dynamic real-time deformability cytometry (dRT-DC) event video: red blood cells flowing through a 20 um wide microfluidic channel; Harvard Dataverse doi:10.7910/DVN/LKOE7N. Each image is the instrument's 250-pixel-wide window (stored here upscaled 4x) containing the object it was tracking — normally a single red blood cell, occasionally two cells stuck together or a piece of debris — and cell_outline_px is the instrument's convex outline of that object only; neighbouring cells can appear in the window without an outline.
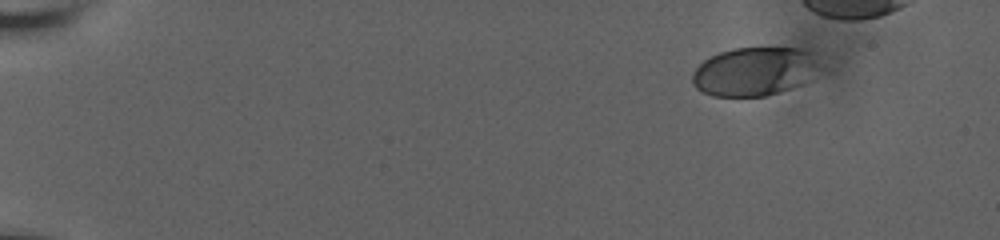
{"species": "human", "species_latin": "Homo sapiens", "temperature_condition": "room temperature", "stored_images_in_passage": 47, "camera_frame_rate_fps": 3000, "um_per_image_px": 0.085, "donor": {"sex": "male"}, "frame": {"image": 1, "passage_image": 1, "time_ms": 0.0, "image_size_px": [1000, 240], "cell_outline_px": [[820, 64], [804, 84], [780, 92], [764, 96], [712, 96], [696, 88], [692, 84], [692, 72], [704, 60], [720, 52], [736, 48], [796, 48], [812, 52]], "centroid_in_image_um": [64.1, 6.08], "position_along_channel_um": 20.9, "area_um2": 35.95}}
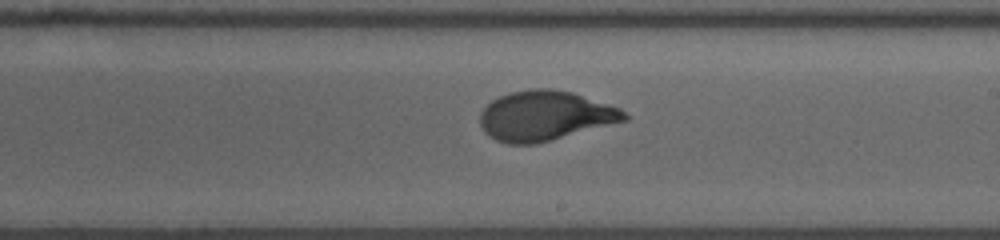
{"frame": {"image": 2, "passage_image": 31, "time_ms": 10.0, "image_size_px": [1000, 240], "cell_outline_px": [[628, 120], [552, 140], [536, 144], [508, 144], [496, 140], [488, 136], [484, 132], [480, 124], [480, 112], [492, 100], [508, 92], [532, 88], [552, 88], [572, 92], [620, 108], [628, 116]], "centroid_in_image_um": [46.31, 9.84], "position_along_channel_um": 242.7, "area_um2": 42.02}}
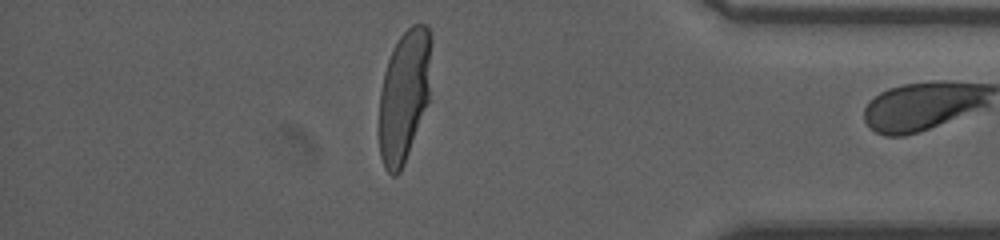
{"frame": {"image": 3, "passage_image": 46, "time_ms": 15.0, "image_size_px": [1000, 240], "cell_outline_px": [[432, 40], [428, 100], [404, 164], [400, 172], [396, 176], [392, 176], [384, 168], [380, 156], [380, 92], [384, 72], [388, 60], [400, 36], [412, 24], [424, 24], [428, 28], [432, 36]], "centroid_in_image_um": [34.36, 8.12], "position_along_channel_um": 400.8, "area_um2": 39.71}}